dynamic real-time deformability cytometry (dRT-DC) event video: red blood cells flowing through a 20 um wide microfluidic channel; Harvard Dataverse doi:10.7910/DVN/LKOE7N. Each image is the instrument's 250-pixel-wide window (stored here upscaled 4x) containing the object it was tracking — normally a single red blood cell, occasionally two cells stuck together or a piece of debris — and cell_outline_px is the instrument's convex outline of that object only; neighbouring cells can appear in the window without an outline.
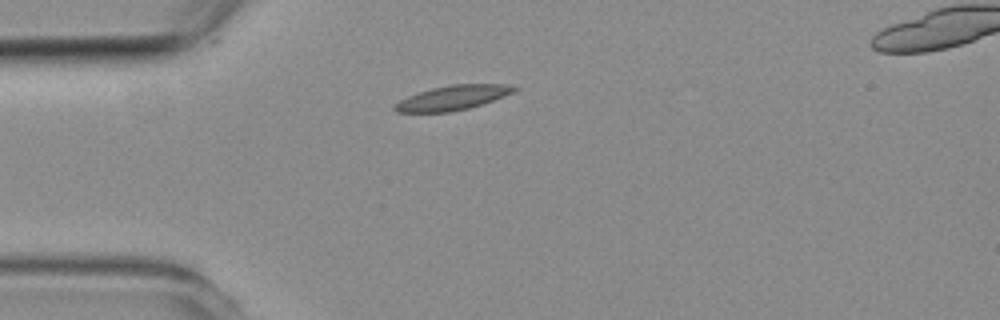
{"species": "common noctule bat (a hibernating species)", "species_latin": "Nyctalus noctula", "temperature_condition": "room temperature", "stored_images_in_passage": 2, "camera_frame_rate_fps": 3000, "um_per_image_px": 0.085, "animal": {"sex": "female", "body_mass_g": 19.3, "forearm_length_mm": 54.1}, "frame": {"image": 1, "passage_image": 1, "time_ms": 0.0, "image_size_px": [1000, 320], "cell_outline_px": [[520, 88], [504, 96], [468, 108], [448, 112], [396, 112], [392, 108], [392, 104], [408, 96], [432, 88], [452, 84], [504, 84]], "centroid_in_image_um": [38.42, 8.31], "position_along_channel_um": 46.6, "area_um2": 16.88}}